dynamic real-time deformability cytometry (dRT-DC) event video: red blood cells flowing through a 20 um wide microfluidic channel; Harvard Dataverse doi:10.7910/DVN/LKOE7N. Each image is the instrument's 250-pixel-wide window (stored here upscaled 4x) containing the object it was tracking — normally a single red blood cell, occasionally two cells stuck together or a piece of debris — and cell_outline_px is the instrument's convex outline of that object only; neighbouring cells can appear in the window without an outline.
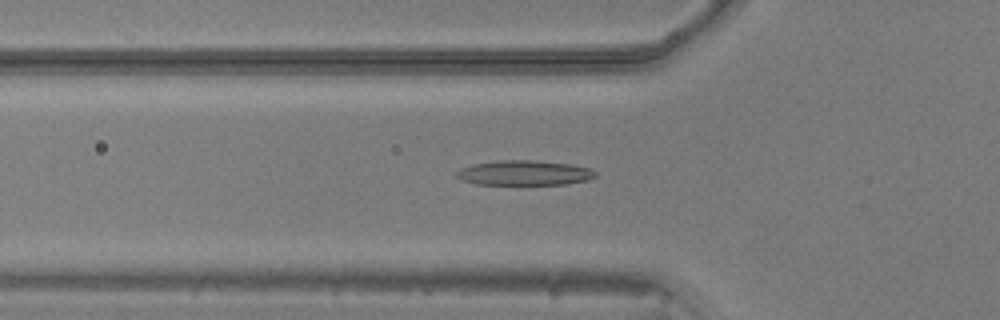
{"species": "common noctule bat (a hibernating species)", "species_latin": "Nyctalus noctula", "temperature_condition": "warm", "stored_images_in_passage": 52, "camera_frame_rate_fps": 3000, "um_per_image_px": 0.085, "animal": {"sex": "male", "body_mass_g": 20.5, "forearm_length_mm": 52.5}, "frame": {"image": 1, "passage_image": 18, "time_ms": 5.667, "image_size_px": [1000, 320], "cell_outline_px": [[596, 176], [588, 180], [564, 184], [476, 184], [460, 180], [456, 176], [456, 172], [460, 168], [472, 164], [500, 160], [532, 160], [572, 164], [592, 168], [596, 172]], "centroid_in_image_um": [44.56, 14.69], "position_along_channel_um": 81.2, "area_um2": 20.23}}
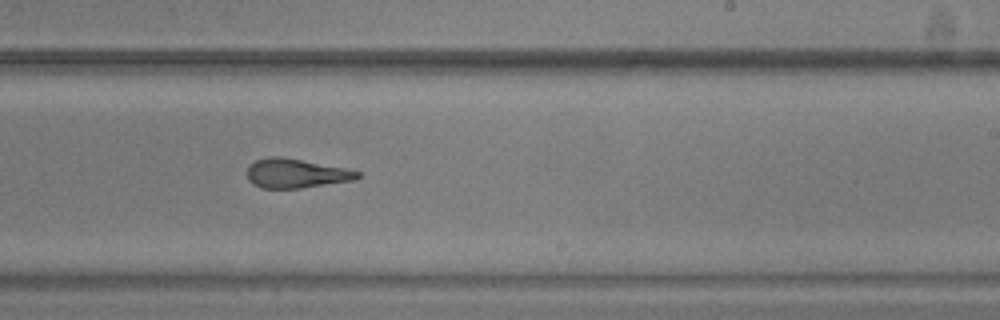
{"frame": {"image": 2, "passage_image": 32, "time_ms": 10.333, "image_size_px": [1000, 320], "cell_outline_px": [[360, 176], [356, 180], [300, 188], [260, 188], [252, 184], [248, 180], [248, 168], [256, 160], [268, 156], [284, 156], [344, 168], [360, 172]], "centroid_in_image_um": [25.15, 14.73], "position_along_channel_um": 263.8, "area_um2": 18.84}}
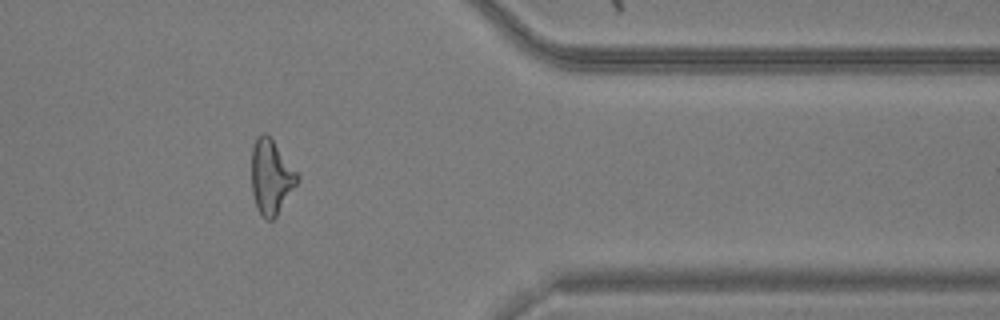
{"frame": {"image": 3, "passage_image": 43, "time_ms": 14.0, "image_size_px": [1000, 320], "cell_outline_px": [[300, 180], [276, 216], [272, 220], [268, 220], [260, 216], [256, 208], [252, 192], [252, 148], [256, 136], [264, 132], [272, 140], [300, 176]], "centroid_in_image_um": [23.04, 15.07], "position_along_channel_um": 388.4, "area_um2": 19.83}, "authors_computed_cell_mechanics": {"area_um2": 20.23, "velocity_mm_per_s": 3.8868, "shape_relaxation_time_tau1_ms": null, "shape_relaxation_time_tau2_ms": 1.7524, "deformation_change_tau1": null, "deformation_change_tau2": 0.1127}}